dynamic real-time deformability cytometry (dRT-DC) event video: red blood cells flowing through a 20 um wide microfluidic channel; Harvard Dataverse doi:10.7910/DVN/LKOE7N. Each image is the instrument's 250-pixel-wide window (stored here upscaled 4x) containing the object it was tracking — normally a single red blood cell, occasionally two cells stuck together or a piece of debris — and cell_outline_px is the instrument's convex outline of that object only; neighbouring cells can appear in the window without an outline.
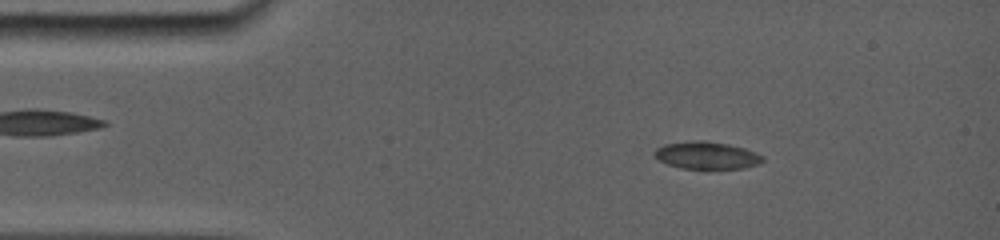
{"species": "common noctule bat (a hibernating species)", "species_latin": "Nyctalus noctula", "temperature_condition": "room temperature", "stored_images_in_passage": 73, "camera_frame_rate_fps": 5000, "um_per_image_px": 0.085, "animal": {"sex": "female", "body_mass_g": 19.0, "forearm_length_mm": 56.7}, "frame": {"image": 1, "passage_image": 13, "time_ms": 2.2, "image_size_px": [1000, 240], "cell_outline_px": [[760, 160], [756, 164], [740, 168], [684, 168], [668, 164], [660, 160], [656, 156], [656, 152], [660, 148], [672, 144], [720, 144], [740, 148], [752, 152], [760, 156]], "centroid_in_image_um": [60.07, 13.28], "position_along_channel_um": 24.9, "area_um2": 15.03}}
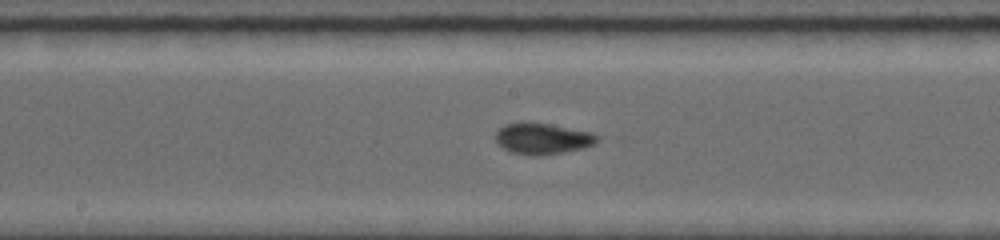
{"frame": {"image": 2, "passage_image": 48, "time_ms": 8.2, "image_size_px": [1000, 240], "cell_outline_px": [[600, 136], [592, 144], [580, 148], [564, 152], [512, 152], [504, 148], [496, 140], [496, 132], [500, 128], [508, 124], [548, 124], [592, 132]], "centroid_in_image_um": [46.16, 11.75], "position_along_channel_um": 202.0, "area_um2": 16.88}}
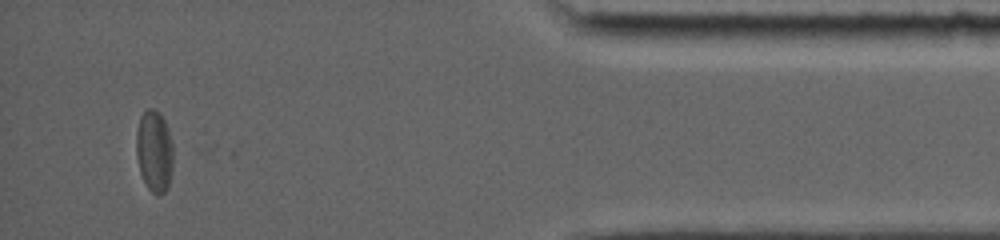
{"frame": {"image": 3, "passage_image": 72, "time_ms": 15.0, "image_size_px": [1000, 240], "cell_outline_px": [[172, 168], [168, 188], [160, 196], [156, 196], [148, 188], [140, 172], [136, 156], [136, 132], [140, 116], [148, 108], [152, 108], [160, 112], [168, 128], [172, 144]], "centroid_in_image_um": [13.11, 12.85], "position_along_channel_um": 422.1, "area_um2": 17.74}, "authors_computed_cell_mechanics": {"area_um2": 16.8198, "velocity_mm_per_s": 3.8543, "shape_relaxation_time_tau1_ms": null, "shape_relaxation_time_tau2_ms": 1.0563, "deformation_change_tau1": null, "deformation_change_tau2": 0.0519}}